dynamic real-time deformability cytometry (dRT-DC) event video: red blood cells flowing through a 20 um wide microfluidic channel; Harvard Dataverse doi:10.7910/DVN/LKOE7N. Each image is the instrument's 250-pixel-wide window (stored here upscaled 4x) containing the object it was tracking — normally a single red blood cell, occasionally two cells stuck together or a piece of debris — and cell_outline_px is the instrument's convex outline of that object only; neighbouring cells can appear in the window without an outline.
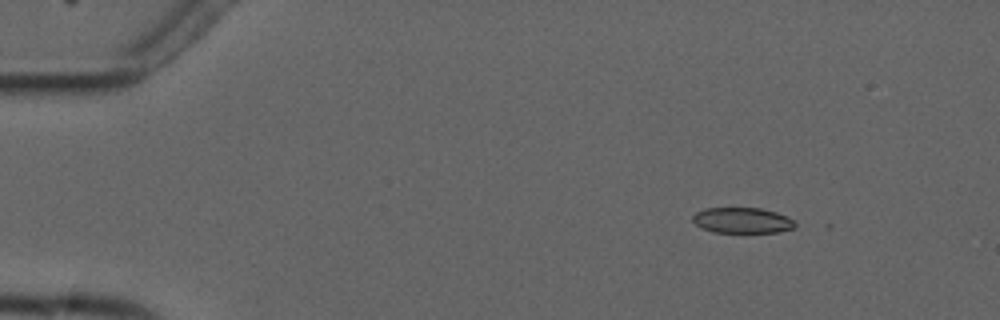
{"species": "common noctule bat (a hibernating species)", "species_latin": "Nyctalus noctula", "temperature_condition": "cold", "stored_images_in_passage": 9, "camera_frame_rate_fps": 3000, "um_per_image_px": 0.085, "animal": {"sex": "male", "forearm_length_mm": 52.5}, "frame": {"image": 1, "passage_image": 3, "time_ms": 2.333, "image_size_px": [1000, 320], "cell_outline_px": [[796, 228], [780, 232], [712, 232], [700, 228], [692, 220], [692, 216], [696, 212], [704, 208], [760, 208], [776, 212], [796, 220]], "centroid_in_image_um": [63.11, 18.73], "position_along_channel_um": 21.9, "area_um2": 15.49}}
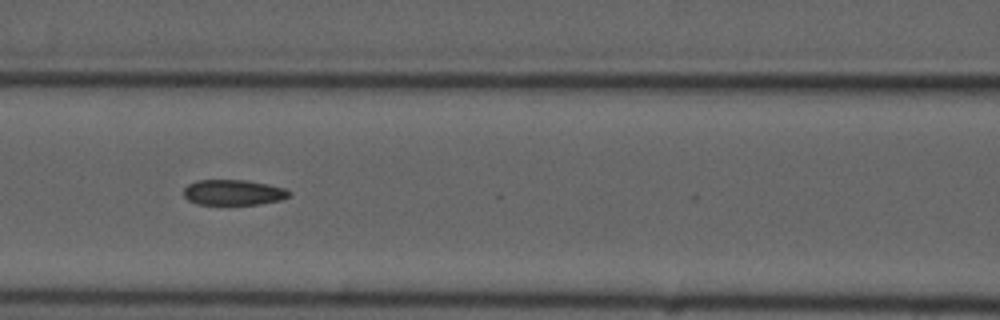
{"frame": {"image": 2, "passage_image": 8, "time_ms": 8.0, "image_size_px": [1000, 320], "cell_outline_px": [[292, 192], [288, 196], [280, 200], [260, 204], [196, 204], [188, 200], [184, 196], [184, 188], [188, 184], [196, 180], [244, 180], [268, 184], [284, 188]], "centroid_in_image_um": [19.82, 16.35], "position_along_channel_um": 146.8, "area_um2": 15.61}}
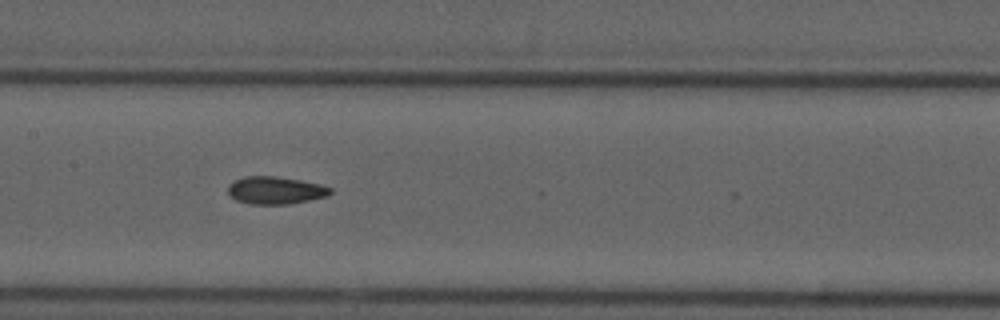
{"frame": {"image": 3, "passage_image": 9, "time_ms": 9.0, "image_size_px": [1000, 320], "cell_outline_px": [[332, 192], [328, 196], [288, 204], [252, 204], [236, 200], [228, 192], [228, 184], [244, 176], [272, 176], [300, 180], [320, 184], [332, 188]], "centroid_in_image_um": [23.42, 16.17], "position_along_channel_um": 184.0, "area_um2": 16.3}}